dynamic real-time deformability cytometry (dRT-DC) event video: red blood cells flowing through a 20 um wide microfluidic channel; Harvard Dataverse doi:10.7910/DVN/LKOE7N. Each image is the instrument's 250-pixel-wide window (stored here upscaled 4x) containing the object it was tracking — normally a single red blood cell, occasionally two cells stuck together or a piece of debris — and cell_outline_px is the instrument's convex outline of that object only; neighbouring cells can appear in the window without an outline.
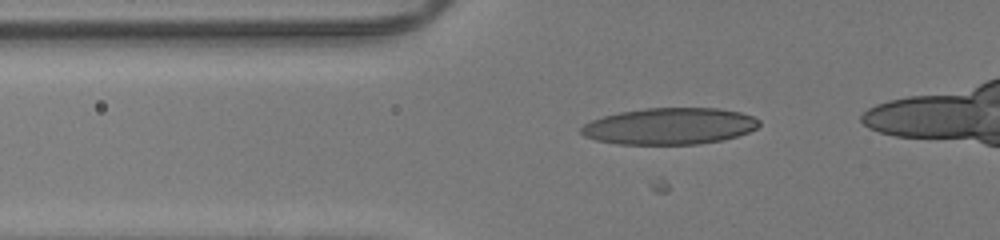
{"species": "human", "species_latin": "Homo sapiens", "temperature_condition": "room temperature", "stored_images_in_passage": 34, "camera_frame_rate_fps": 3000, "um_per_image_px": 0.085, "donor": {"sex": "male"}, "frame": {"image": 1, "passage_image": 6, "time_ms": 1.667, "image_size_px": [1000, 240], "cell_outline_px": [[760, 124], [756, 128], [748, 132], [724, 140], [700, 144], [616, 144], [596, 140], [584, 136], [580, 132], [580, 128], [584, 124], [592, 120], [604, 116], [620, 112], [644, 108], [720, 108], [740, 112], [752, 116], [760, 120]], "centroid_in_image_um": [56.92, 10.72], "position_along_channel_um": 68.9, "area_um2": 38.03}}
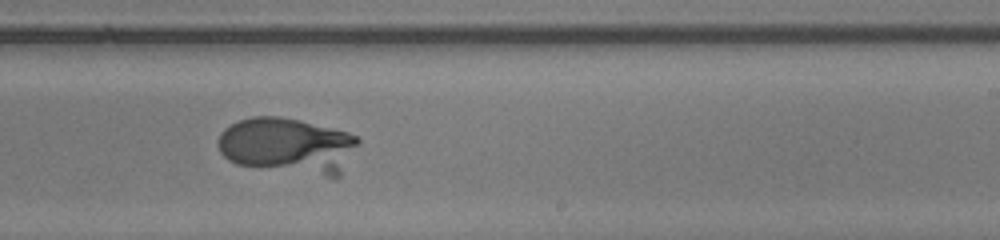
{"frame": {"image": 2, "passage_image": 21, "time_ms": 6.667, "image_size_px": [1000, 240], "cell_outline_px": [[360, 140], [340, 176], [328, 176], [236, 164], [228, 160], [220, 152], [220, 132], [224, 128], [240, 120], [252, 116], [280, 116], [300, 120], [348, 132], [356, 136]], "centroid_in_image_um": [24.46, 12.36], "position_along_channel_um": 264.5, "area_um2": 45.2}}
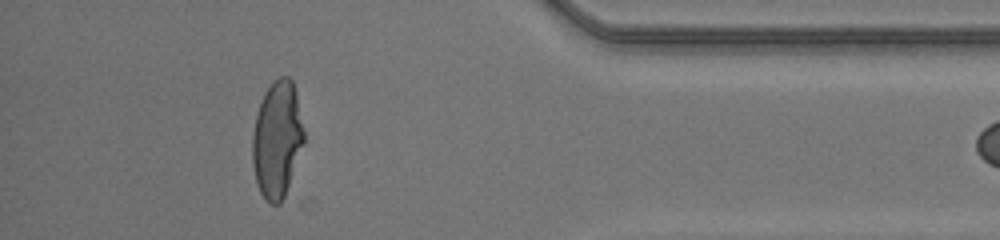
{"frame": {"image": 3, "passage_image": 33, "time_ms": 10.667, "image_size_px": [1000, 240], "cell_outline_px": [[304, 140], [284, 200], [280, 204], [268, 204], [260, 192], [256, 184], [252, 164], [252, 136], [256, 116], [264, 92], [280, 76], [288, 76], [292, 80], [296, 92], [304, 132]], "centroid_in_image_um": [23.54, 11.9], "position_along_channel_um": 411.7, "area_um2": 35.03}}